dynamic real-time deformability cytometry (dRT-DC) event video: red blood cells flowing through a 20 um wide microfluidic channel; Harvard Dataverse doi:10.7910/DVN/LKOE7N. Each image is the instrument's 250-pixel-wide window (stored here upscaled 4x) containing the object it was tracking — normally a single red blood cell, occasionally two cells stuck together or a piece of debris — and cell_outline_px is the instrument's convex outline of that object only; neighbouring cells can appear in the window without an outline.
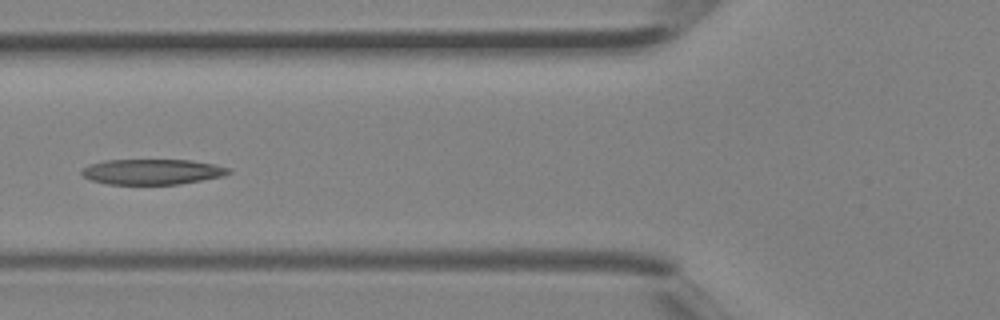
{"species": "Egyptian fruit bat (a non-hibernating species)", "species_latin": "Rousettus aegyptiacus", "temperature_condition": "room temperature", "stored_images_in_passage": 3, "camera_frame_rate_fps": 3000, "um_per_image_px": 0.085, "animal": {"sex": "female"}, "frame": {"image": 1, "passage_image": 3, "time_ms": 0.667, "image_size_px": [1000, 320], "cell_outline_px": [[232, 172], [224, 176], [180, 184], [108, 184], [92, 180], [84, 176], [80, 172], [84, 168], [92, 164], [104, 160], [192, 160], [232, 168]], "centroid_in_image_um": [12.99, 14.6], "position_along_channel_um": 112.8, "area_um2": 21.68}}